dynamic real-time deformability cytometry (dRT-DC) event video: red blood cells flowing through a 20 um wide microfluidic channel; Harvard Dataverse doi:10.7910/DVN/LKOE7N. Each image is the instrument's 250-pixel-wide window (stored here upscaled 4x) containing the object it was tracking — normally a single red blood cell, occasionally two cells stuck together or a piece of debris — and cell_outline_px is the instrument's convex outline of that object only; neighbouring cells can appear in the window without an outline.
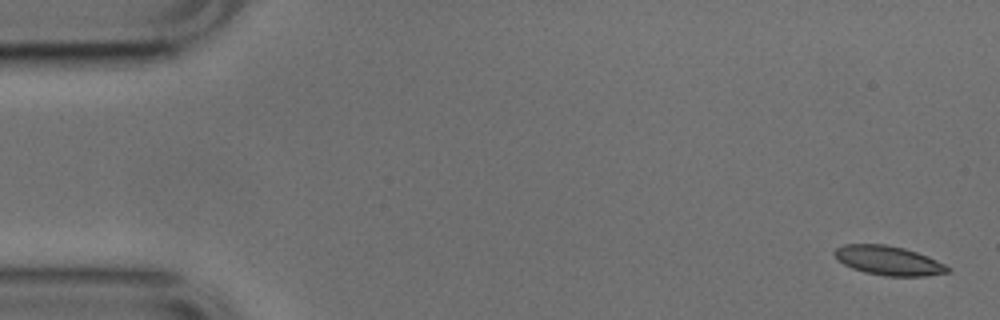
{"species": "common noctule bat (a hibernating species)", "species_latin": "Nyctalus noctula", "temperature_condition": "cold", "stored_images_in_passage": 51, "camera_frame_rate_fps": 3000, "um_per_image_px": 0.085, "animal": {"sex": "male", "body_mass_g": 17.9, "forearm_length_mm": 54.2}, "frame": {"image": 1, "passage_image": 1, "time_ms": 0.0, "image_size_px": [1000, 320], "cell_outline_px": [[952, 272], [924, 276], [884, 276], [864, 272], [852, 268], [844, 264], [832, 252], [836, 248], [844, 244], [884, 244], [904, 248], [928, 256], [952, 268]], "centroid_in_image_um": [75.55, 22.15], "position_along_channel_um": 9.4, "area_um2": 19.31}}
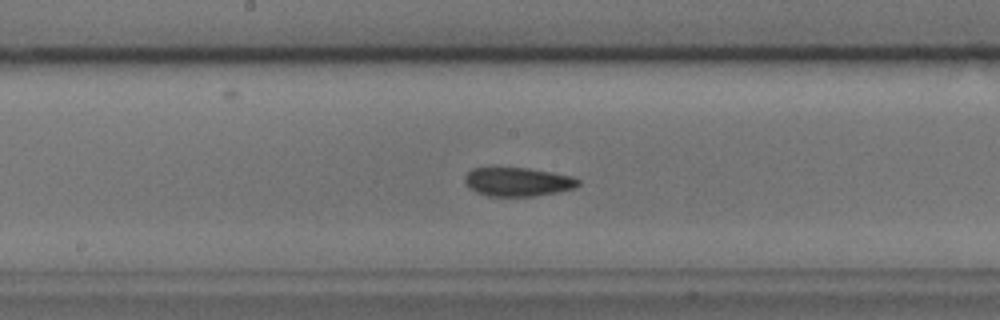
{"frame": {"image": 2, "passage_image": 26, "time_ms": 8.333, "image_size_px": [1000, 320], "cell_outline_px": [[580, 184], [572, 188], [556, 192], [532, 196], [488, 196], [476, 192], [468, 188], [464, 180], [464, 176], [472, 168], [528, 168], [552, 172], [572, 176], [580, 180]], "centroid_in_image_um": [43.98, 15.45], "position_along_channel_um": 204.2, "area_um2": 18.96}}
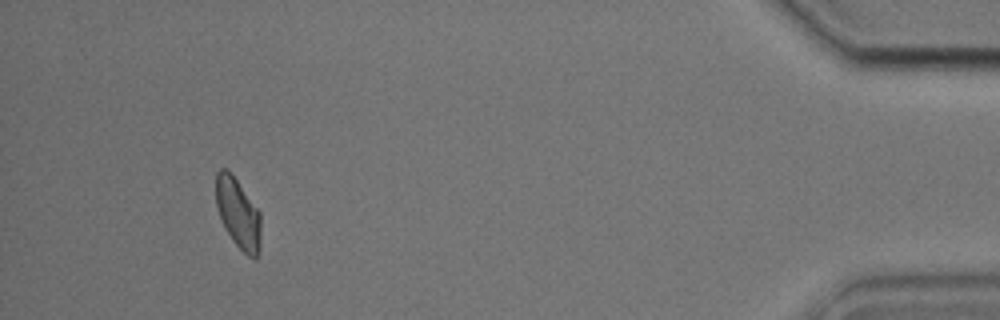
{"frame": {"image": 3, "passage_image": 48, "time_ms": 15.667, "image_size_px": [1000, 320], "cell_outline_px": [[260, 248], [256, 260], [248, 256], [232, 240], [224, 228], [216, 204], [216, 172], [220, 168], [228, 168], [260, 212]], "centroid_in_image_um": [20.23, 18.13], "position_along_channel_um": 415.0, "area_um2": 18.38}, "authors_computed_cell_mechanics": {"area_um2": 18.9584, "velocity_mm_per_s": 3.8, "shape_relaxation_time_tau1_ms": 5.7134, "shape_relaxation_time_tau2_ms": 1.8941, "deformation_change_tau1": 0.1397, "deformation_change_tau2": 0.0855}}